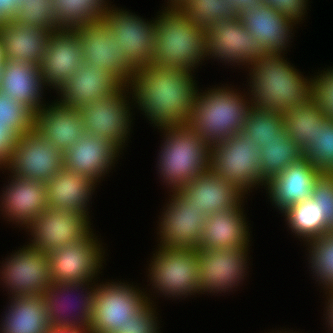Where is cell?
Returning <instances> with one entry per match:
<instances>
[{
	"label": "cell",
	"mask_w": 333,
	"mask_h": 333,
	"mask_svg": "<svg viewBox=\"0 0 333 333\" xmlns=\"http://www.w3.org/2000/svg\"><path fill=\"white\" fill-rule=\"evenodd\" d=\"M193 75L189 71L165 69L153 64L141 67L132 75L128 85L131 102H135L150 124H155L158 129L186 126L199 90Z\"/></svg>",
	"instance_id": "obj_1"
},
{
	"label": "cell",
	"mask_w": 333,
	"mask_h": 333,
	"mask_svg": "<svg viewBox=\"0 0 333 333\" xmlns=\"http://www.w3.org/2000/svg\"><path fill=\"white\" fill-rule=\"evenodd\" d=\"M284 57L281 53L261 54L247 66L254 109L284 114L310 98L311 79L304 78Z\"/></svg>",
	"instance_id": "obj_2"
},
{
	"label": "cell",
	"mask_w": 333,
	"mask_h": 333,
	"mask_svg": "<svg viewBox=\"0 0 333 333\" xmlns=\"http://www.w3.org/2000/svg\"><path fill=\"white\" fill-rule=\"evenodd\" d=\"M155 18L153 65L194 72L206 57L207 31L199 28L179 8H166Z\"/></svg>",
	"instance_id": "obj_3"
},
{
	"label": "cell",
	"mask_w": 333,
	"mask_h": 333,
	"mask_svg": "<svg viewBox=\"0 0 333 333\" xmlns=\"http://www.w3.org/2000/svg\"><path fill=\"white\" fill-rule=\"evenodd\" d=\"M214 87L196 94L191 118L186 124L209 146L225 141L243 130L253 109L245 93L231 87ZM232 89V90H231Z\"/></svg>",
	"instance_id": "obj_4"
},
{
	"label": "cell",
	"mask_w": 333,
	"mask_h": 333,
	"mask_svg": "<svg viewBox=\"0 0 333 333\" xmlns=\"http://www.w3.org/2000/svg\"><path fill=\"white\" fill-rule=\"evenodd\" d=\"M160 130L165 136L157 167L162 182L171 188L170 192L178 191L210 170V146L187 125Z\"/></svg>",
	"instance_id": "obj_5"
},
{
	"label": "cell",
	"mask_w": 333,
	"mask_h": 333,
	"mask_svg": "<svg viewBox=\"0 0 333 333\" xmlns=\"http://www.w3.org/2000/svg\"><path fill=\"white\" fill-rule=\"evenodd\" d=\"M260 148L243 132L210 146V170L244 196L256 185L266 187L260 173Z\"/></svg>",
	"instance_id": "obj_6"
},
{
	"label": "cell",
	"mask_w": 333,
	"mask_h": 333,
	"mask_svg": "<svg viewBox=\"0 0 333 333\" xmlns=\"http://www.w3.org/2000/svg\"><path fill=\"white\" fill-rule=\"evenodd\" d=\"M148 268L150 284L168 298H181L199 291V250L196 248L162 247L153 254ZM160 291V292H159Z\"/></svg>",
	"instance_id": "obj_7"
},
{
	"label": "cell",
	"mask_w": 333,
	"mask_h": 333,
	"mask_svg": "<svg viewBox=\"0 0 333 333\" xmlns=\"http://www.w3.org/2000/svg\"><path fill=\"white\" fill-rule=\"evenodd\" d=\"M129 89L128 85L119 84L111 92L79 108L85 132L103 137L120 152L128 140L133 121V119L131 120L132 112L130 113L131 102L127 96L131 93Z\"/></svg>",
	"instance_id": "obj_8"
},
{
	"label": "cell",
	"mask_w": 333,
	"mask_h": 333,
	"mask_svg": "<svg viewBox=\"0 0 333 333\" xmlns=\"http://www.w3.org/2000/svg\"><path fill=\"white\" fill-rule=\"evenodd\" d=\"M130 285L120 281L97 283L88 333H113L150 300V295Z\"/></svg>",
	"instance_id": "obj_9"
},
{
	"label": "cell",
	"mask_w": 333,
	"mask_h": 333,
	"mask_svg": "<svg viewBox=\"0 0 333 333\" xmlns=\"http://www.w3.org/2000/svg\"><path fill=\"white\" fill-rule=\"evenodd\" d=\"M94 286L96 284L93 285L92 282H73L52 283L47 288L42 295L52 331L88 333L93 314ZM79 289H82L81 293H85H76L80 299L78 300L74 295L76 302H73L74 300L72 299V301L69 296H72L75 292H79ZM71 303L77 304L74 305Z\"/></svg>",
	"instance_id": "obj_10"
},
{
	"label": "cell",
	"mask_w": 333,
	"mask_h": 333,
	"mask_svg": "<svg viewBox=\"0 0 333 333\" xmlns=\"http://www.w3.org/2000/svg\"><path fill=\"white\" fill-rule=\"evenodd\" d=\"M91 230L85 237L48 253L53 283L92 282L105 251Z\"/></svg>",
	"instance_id": "obj_11"
},
{
	"label": "cell",
	"mask_w": 333,
	"mask_h": 333,
	"mask_svg": "<svg viewBox=\"0 0 333 333\" xmlns=\"http://www.w3.org/2000/svg\"><path fill=\"white\" fill-rule=\"evenodd\" d=\"M118 9L112 5L103 20L118 40L119 51L136 70L152 64L155 56V19L145 21L136 14Z\"/></svg>",
	"instance_id": "obj_12"
},
{
	"label": "cell",
	"mask_w": 333,
	"mask_h": 333,
	"mask_svg": "<svg viewBox=\"0 0 333 333\" xmlns=\"http://www.w3.org/2000/svg\"><path fill=\"white\" fill-rule=\"evenodd\" d=\"M63 159V153L33 129L16 141L5 170L22 179L46 183L64 167Z\"/></svg>",
	"instance_id": "obj_13"
},
{
	"label": "cell",
	"mask_w": 333,
	"mask_h": 333,
	"mask_svg": "<svg viewBox=\"0 0 333 333\" xmlns=\"http://www.w3.org/2000/svg\"><path fill=\"white\" fill-rule=\"evenodd\" d=\"M5 260L0 266V279L12 298L43 294L53 283L48 253L27 244Z\"/></svg>",
	"instance_id": "obj_14"
},
{
	"label": "cell",
	"mask_w": 333,
	"mask_h": 333,
	"mask_svg": "<svg viewBox=\"0 0 333 333\" xmlns=\"http://www.w3.org/2000/svg\"><path fill=\"white\" fill-rule=\"evenodd\" d=\"M89 220L78 211L47 208L25 228L33 238L28 244L45 253L70 245L91 231Z\"/></svg>",
	"instance_id": "obj_15"
},
{
	"label": "cell",
	"mask_w": 333,
	"mask_h": 333,
	"mask_svg": "<svg viewBox=\"0 0 333 333\" xmlns=\"http://www.w3.org/2000/svg\"><path fill=\"white\" fill-rule=\"evenodd\" d=\"M81 37V46L86 63L100 66L120 84L129 85L136 69L119 51L118 40L102 20L80 24L75 28Z\"/></svg>",
	"instance_id": "obj_16"
},
{
	"label": "cell",
	"mask_w": 333,
	"mask_h": 333,
	"mask_svg": "<svg viewBox=\"0 0 333 333\" xmlns=\"http://www.w3.org/2000/svg\"><path fill=\"white\" fill-rule=\"evenodd\" d=\"M266 49L241 23L239 18L217 20L207 30L206 58L237 65H250ZM211 56V57H207ZM240 63V64H239Z\"/></svg>",
	"instance_id": "obj_17"
},
{
	"label": "cell",
	"mask_w": 333,
	"mask_h": 333,
	"mask_svg": "<svg viewBox=\"0 0 333 333\" xmlns=\"http://www.w3.org/2000/svg\"><path fill=\"white\" fill-rule=\"evenodd\" d=\"M249 245L241 248L200 250L198 260L199 291L217 293L230 292L237 288L244 276Z\"/></svg>",
	"instance_id": "obj_18"
},
{
	"label": "cell",
	"mask_w": 333,
	"mask_h": 333,
	"mask_svg": "<svg viewBox=\"0 0 333 333\" xmlns=\"http://www.w3.org/2000/svg\"><path fill=\"white\" fill-rule=\"evenodd\" d=\"M159 224L160 244L162 247L196 248L201 241L203 226L207 216L178 192L173 191Z\"/></svg>",
	"instance_id": "obj_19"
},
{
	"label": "cell",
	"mask_w": 333,
	"mask_h": 333,
	"mask_svg": "<svg viewBox=\"0 0 333 333\" xmlns=\"http://www.w3.org/2000/svg\"><path fill=\"white\" fill-rule=\"evenodd\" d=\"M84 63L81 37L76 30L60 28L52 31L39 65L44 86L58 90Z\"/></svg>",
	"instance_id": "obj_20"
},
{
	"label": "cell",
	"mask_w": 333,
	"mask_h": 333,
	"mask_svg": "<svg viewBox=\"0 0 333 333\" xmlns=\"http://www.w3.org/2000/svg\"><path fill=\"white\" fill-rule=\"evenodd\" d=\"M238 18L267 53H284L282 51L289 47V39L293 34L291 31L297 24L284 13L278 12L262 1L241 11Z\"/></svg>",
	"instance_id": "obj_21"
},
{
	"label": "cell",
	"mask_w": 333,
	"mask_h": 333,
	"mask_svg": "<svg viewBox=\"0 0 333 333\" xmlns=\"http://www.w3.org/2000/svg\"><path fill=\"white\" fill-rule=\"evenodd\" d=\"M11 180L2 190L0 211L17 226L27 227L48 208L46 183L10 175ZM15 221V222H14Z\"/></svg>",
	"instance_id": "obj_22"
},
{
	"label": "cell",
	"mask_w": 333,
	"mask_h": 333,
	"mask_svg": "<svg viewBox=\"0 0 333 333\" xmlns=\"http://www.w3.org/2000/svg\"><path fill=\"white\" fill-rule=\"evenodd\" d=\"M120 151L103 137L85 133L64 153V167L100 182L119 158Z\"/></svg>",
	"instance_id": "obj_23"
},
{
	"label": "cell",
	"mask_w": 333,
	"mask_h": 333,
	"mask_svg": "<svg viewBox=\"0 0 333 333\" xmlns=\"http://www.w3.org/2000/svg\"><path fill=\"white\" fill-rule=\"evenodd\" d=\"M322 173L305 157L287 166L266 184L270 202L284 212L296 202L311 198L313 186Z\"/></svg>",
	"instance_id": "obj_24"
},
{
	"label": "cell",
	"mask_w": 333,
	"mask_h": 333,
	"mask_svg": "<svg viewBox=\"0 0 333 333\" xmlns=\"http://www.w3.org/2000/svg\"><path fill=\"white\" fill-rule=\"evenodd\" d=\"M58 100L35 114L34 129L64 153L86 132L80 109L63 106Z\"/></svg>",
	"instance_id": "obj_25"
},
{
	"label": "cell",
	"mask_w": 333,
	"mask_h": 333,
	"mask_svg": "<svg viewBox=\"0 0 333 333\" xmlns=\"http://www.w3.org/2000/svg\"><path fill=\"white\" fill-rule=\"evenodd\" d=\"M178 192L198 209L197 212L207 217L214 212L235 208L246 197L211 170L196 176Z\"/></svg>",
	"instance_id": "obj_26"
},
{
	"label": "cell",
	"mask_w": 333,
	"mask_h": 333,
	"mask_svg": "<svg viewBox=\"0 0 333 333\" xmlns=\"http://www.w3.org/2000/svg\"><path fill=\"white\" fill-rule=\"evenodd\" d=\"M242 202L233 209L214 212L207 217L196 250L241 248L250 244L249 226Z\"/></svg>",
	"instance_id": "obj_27"
},
{
	"label": "cell",
	"mask_w": 333,
	"mask_h": 333,
	"mask_svg": "<svg viewBox=\"0 0 333 333\" xmlns=\"http://www.w3.org/2000/svg\"><path fill=\"white\" fill-rule=\"evenodd\" d=\"M120 83L106 70L84 63L57 90L63 106L81 108L114 90ZM60 92V93H59Z\"/></svg>",
	"instance_id": "obj_28"
},
{
	"label": "cell",
	"mask_w": 333,
	"mask_h": 333,
	"mask_svg": "<svg viewBox=\"0 0 333 333\" xmlns=\"http://www.w3.org/2000/svg\"><path fill=\"white\" fill-rule=\"evenodd\" d=\"M45 88L39 66L6 60L0 70V91L28 107L34 114L45 105Z\"/></svg>",
	"instance_id": "obj_29"
},
{
	"label": "cell",
	"mask_w": 333,
	"mask_h": 333,
	"mask_svg": "<svg viewBox=\"0 0 333 333\" xmlns=\"http://www.w3.org/2000/svg\"><path fill=\"white\" fill-rule=\"evenodd\" d=\"M50 33L51 31L37 26L13 21L0 22V37L6 60L39 66L45 55Z\"/></svg>",
	"instance_id": "obj_30"
},
{
	"label": "cell",
	"mask_w": 333,
	"mask_h": 333,
	"mask_svg": "<svg viewBox=\"0 0 333 333\" xmlns=\"http://www.w3.org/2000/svg\"><path fill=\"white\" fill-rule=\"evenodd\" d=\"M96 185L88 176L63 167L46 182L48 208L78 211L88 216L87 205Z\"/></svg>",
	"instance_id": "obj_31"
},
{
	"label": "cell",
	"mask_w": 333,
	"mask_h": 333,
	"mask_svg": "<svg viewBox=\"0 0 333 333\" xmlns=\"http://www.w3.org/2000/svg\"><path fill=\"white\" fill-rule=\"evenodd\" d=\"M0 333H51L47 308L42 294L10 297Z\"/></svg>",
	"instance_id": "obj_32"
},
{
	"label": "cell",
	"mask_w": 333,
	"mask_h": 333,
	"mask_svg": "<svg viewBox=\"0 0 333 333\" xmlns=\"http://www.w3.org/2000/svg\"><path fill=\"white\" fill-rule=\"evenodd\" d=\"M282 213L289 229L296 237L302 238L305 242L319 238L333 230V227L323 218L321 209L312 198L296 202Z\"/></svg>",
	"instance_id": "obj_33"
},
{
	"label": "cell",
	"mask_w": 333,
	"mask_h": 333,
	"mask_svg": "<svg viewBox=\"0 0 333 333\" xmlns=\"http://www.w3.org/2000/svg\"><path fill=\"white\" fill-rule=\"evenodd\" d=\"M284 129L290 138L304 151L326 119L311 98L283 114Z\"/></svg>",
	"instance_id": "obj_34"
},
{
	"label": "cell",
	"mask_w": 333,
	"mask_h": 333,
	"mask_svg": "<svg viewBox=\"0 0 333 333\" xmlns=\"http://www.w3.org/2000/svg\"><path fill=\"white\" fill-rule=\"evenodd\" d=\"M260 173L268 182L290 164L303 158V151L283 129L276 139L260 148Z\"/></svg>",
	"instance_id": "obj_35"
},
{
	"label": "cell",
	"mask_w": 333,
	"mask_h": 333,
	"mask_svg": "<svg viewBox=\"0 0 333 333\" xmlns=\"http://www.w3.org/2000/svg\"><path fill=\"white\" fill-rule=\"evenodd\" d=\"M59 28L75 29L78 25L102 20L111 8L107 0H52Z\"/></svg>",
	"instance_id": "obj_36"
},
{
	"label": "cell",
	"mask_w": 333,
	"mask_h": 333,
	"mask_svg": "<svg viewBox=\"0 0 333 333\" xmlns=\"http://www.w3.org/2000/svg\"><path fill=\"white\" fill-rule=\"evenodd\" d=\"M179 9L205 31L217 20L237 19L239 15L229 0H186Z\"/></svg>",
	"instance_id": "obj_37"
},
{
	"label": "cell",
	"mask_w": 333,
	"mask_h": 333,
	"mask_svg": "<svg viewBox=\"0 0 333 333\" xmlns=\"http://www.w3.org/2000/svg\"><path fill=\"white\" fill-rule=\"evenodd\" d=\"M306 243L309 247L308 262L316 281L324 285V291L333 289V230Z\"/></svg>",
	"instance_id": "obj_38"
},
{
	"label": "cell",
	"mask_w": 333,
	"mask_h": 333,
	"mask_svg": "<svg viewBox=\"0 0 333 333\" xmlns=\"http://www.w3.org/2000/svg\"><path fill=\"white\" fill-rule=\"evenodd\" d=\"M284 129L283 114L277 111H262L252 109L249 117L243 125L242 132L252 138L259 148L276 139Z\"/></svg>",
	"instance_id": "obj_39"
},
{
	"label": "cell",
	"mask_w": 333,
	"mask_h": 333,
	"mask_svg": "<svg viewBox=\"0 0 333 333\" xmlns=\"http://www.w3.org/2000/svg\"><path fill=\"white\" fill-rule=\"evenodd\" d=\"M305 157L322 174H333V119L326 118L303 151Z\"/></svg>",
	"instance_id": "obj_40"
},
{
	"label": "cell",
	"mask_w": 333,
	"mask_h": 333,
	"mask_svg": "<svg viewBox=\"0 0 333 333\" xmlns=\"http://www.w3.org/2000/svg\"><path fill=\"white\" fill-rule=\"evenodd\" d=\"M12 21L17 24L37 26L51 32L60 29L56 24L52 0H23Z\"/></svg>",
	"instance_id": "obj_41"
},
{
	"label": "cell",
	"mask_w": 333,
	"mask_h": 333,
	"mask_svg": "<svg viewBox=\"0 0 333 333\" xmlns=\"http://www.w3.org/2000/svg\"><path fill=\"white\" fill-rule=\"evenodd\" d=\"M34 116L24 104L0 91V122L8 125L19 137L34 129Z\"/></svg>",
	"instance_id": "obj_42"
},
{
	"label": "cell",
	"mask_w": 333,
	"mask_h": 333,
	"mask_svg": "<svg viewBox=\"0 0 333 333\" xmlns=\"http://www.w3.org/2000/svg\"><path fill=\"white\" fill-rule=\"evenodd\" d=\"M314 76L310 78V98L326 118L333 119V68Z\"/></svg>",
	"instance_id": "obj_43"
},
{
	"label": "cell",
	"mask_w": 333,
	"mask_h": 333,
	"mask_svg": "<svg viewBox=\"0 0 333 333\" xmlns=\"http://www.w3.org/2000/svg\"><path fill=\"white\" fill-rule=\"evenodd\" d=\"M149 300L136 314L132 315L123 327H118L113 333H159L158 317Z\"/></svg>",
	"instance_id": "obj_44"
},
{
	"label": "cell",
	"mask_w": 333,
	"mask_h": 333,
	"mask_svg": "<svg viewBox=\"0 0 333 333\" xmlns=\"http://www.w3.org/2000/svg\"><path fill=\"white\" fill-rule=\"evenodd\" d=\"M311 198L315 201L323 218L333 227V174H322L315 182Z\"/></svg>",
	"instance_id": "obj_45"
},
{
	"label": "cell",
	"mask_w": 333,
	"mask_h": 333,
	"mask_svg": "<svg viewBox=\"0 0 333 333\" xmlns=\"http://www.w3.org/2000/svg\"><path fill=\"white\" fill-rule=\"evenodd\" d=\"M263 3L268 4L269 7L275 8L278 12L284 13L290 17L297 24L303 20L306 8L308 7V0H261ZM300 20V21H299Z\"/></svg>",
	"instance_id": "obj_46"
},
{
	"label": "cell",
	"mask_w": 333,
	"mask_h": 333,
	"mask_svg": "<svg viewBox=\"0 0 333 333\" xmlns=\"http://www.w3.org/2000/svg\"><path fill=\"white\" fill-rule=\"evenodd\" d=\"M19 136L5 125V123L0 122V168L4 169L11 159L13 149L15 148L16 141ZM3 167V168H2Z\"/></svg>",
	"instance_id": "obj_47"
},
{
	"label": "cell",
	"mask_w": 333,
	"mask_h": 333,
	"mask_svg": "<svg viewBox=\"0 0 333 333\" xmlns=\"http://www.w3.org/2000/svg\"><path fill=\"white\" fill-rule=\"evenodd\" d=\"M23 0H0V22L12 21Z\"/></svg>",
	"instance_id": "obj_48"
},
{
	"label": "cell",
	"mask_w": 333,
	"mask_h": 333,
	"mask_svg": "<svg viewBox=\"0 0 333 333\" xmlns=\"http://www.w3.org/2000/svg\"><path fill=\"white\" fill-rule=\"evenodd\" d=\"M326 292H325V294L326 295H328L329 297H328V303H326L327 304V306H326V323L328 322V327H329V329L328 330H330L331 329V331L330 332H332L333 333V289H331V290H325Z\"/></svg>",
	"instance_id": "obj_49"
},
{
	"label": "cell",
	"mask_w": 333,
	"mask_h": 333,
	"mask_svg": "<svg viewBox=\"0 0 333 333\" xmlns=\"http://www.w3.org/2000/svg\"><path fill=\"white\" fill-rule=\"evenodd\" d=\"M233 7L236 9L238 13L244 11L245 9L255 6L260 3L261 0H229Z\"/></svg>",
	"instance_id": "obj_50"
},
{
	"label": "cell",
	"mask_w": 333,
	"mask_h": 333,
	"mask_svg": "<svg viewBox=\"0 0 333 333\" xmlns=\"http://www.w3.org/2000/svg\"><path fill=\"white\" fill-rule=\"evenodd\" d=\"M5 61L6 58H5L4 44L0 37V69L4 66Z\"/></svg>",
	"instance_id": "obj_51"
},
{
	"label": "cell",
	"mask_w": 333,
	"mask_h": 333,
	"mask_svg": "<svg viewBox=\"0 0 333 333\" xmlns=\"http://www.w3.org/2000/svg\"><path fill=\"white\" fill-rule=\"evenodd\" d=\"M51 333H77V332H54V331H52Z\"/></svg>",
	"instance_id": "obj_52"
},
{
	"label": "cell",
	"mask_w": 333,
	"mask_h": 333,
	"mask_svg": "<svg viewBox=\"0 0 333 333\" xmlns=\"http://www.w3.org/2000/svg\"><path fill=\"white\" fill-rule=\"evenodd\" d=\"M274 333V332H273ZM277 333H278V331H277ZM279 333H287V331H285V332H279ZM288 333H290V332H288ZM291 333H295V332H291Z\"/></svg>",
	"instance_id": "obj_53"
}]
</instances>
